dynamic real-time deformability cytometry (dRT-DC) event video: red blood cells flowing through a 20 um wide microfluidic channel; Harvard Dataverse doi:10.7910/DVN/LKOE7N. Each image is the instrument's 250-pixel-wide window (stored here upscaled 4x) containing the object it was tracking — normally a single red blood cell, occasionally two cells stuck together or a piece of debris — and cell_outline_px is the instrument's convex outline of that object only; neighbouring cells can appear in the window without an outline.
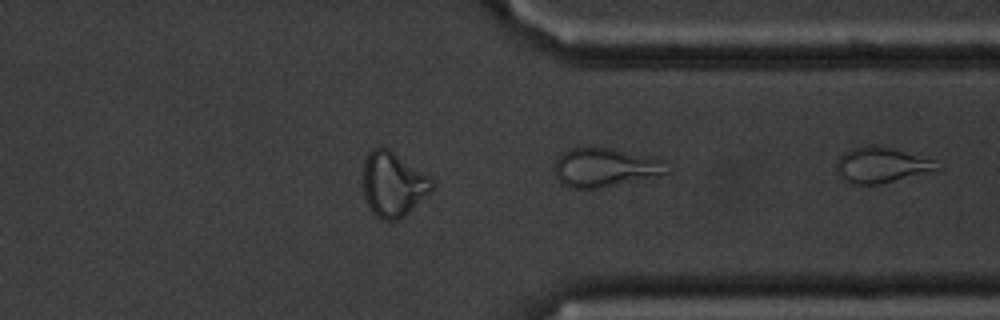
{"species": "common noctule bat (a hibernating species)", "species_latin": "Nyctalus noctula", "temperature_condition": "cold", "stored_images_in_passage": 35, "segment_of_instrument_passage": [2, 2], "camera_frame_rate_fps": 3000, "um_per_image_px": 0.085, "animal": {"sex": "male", "body_mass_g": 20.1, "forearm_length_mm": 53.5}, "frame": {"image": 1, "passage_image": 35, "time_ms": 11.333, "image_size_px": [1000, 320], "cell_outline_px": [[668, 172], [596, 188], [572, 188], [564, 184], [556, 176], [556, 160], [568, 148], [612, 148], [660, 160]], "centroid_in_image_um": [51.32, 14.22], "position_along_channel_um": 360.1, "area_um2": 23.99}}